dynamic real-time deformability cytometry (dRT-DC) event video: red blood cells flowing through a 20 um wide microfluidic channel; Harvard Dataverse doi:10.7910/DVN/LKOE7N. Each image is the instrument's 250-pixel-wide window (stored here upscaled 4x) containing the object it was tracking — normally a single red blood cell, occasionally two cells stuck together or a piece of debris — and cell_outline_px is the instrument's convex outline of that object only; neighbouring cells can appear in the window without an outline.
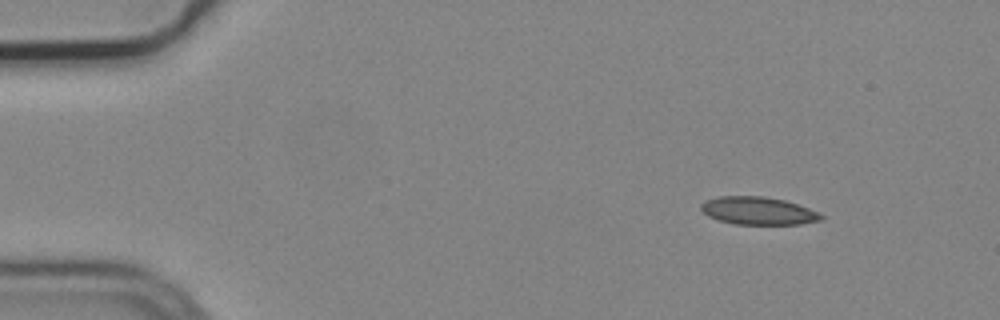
{"species": "common noctule bat (a hibernating species)", "species_latin": "Nyctalus noctula", "temperature_condition": "cold", "stored_images_in_passage": 5, "camera_frame_rate_fps": 3000, "um_per_image_px": 0.085, "animal": {"sex": "male", "body_mass_g": 19.2, "forearm_length_mm": 51.8}, "frame": {"image": 1, "passage_image": 1, "time_ms": 0.0, "image_size_px": [1000, 320], "cell_outline_px": [[824, 220], [800, 224], [732, 224], [708, 216], [700, 208], [700, 204], [704, 200], [720, 196], [764, 196], [784, 200], [808, 208], [824, 216]], "centroid_in_image_um": [64.42, 17.92], "position_along_channel_um": 20.6, "area_um2": 19.42}}
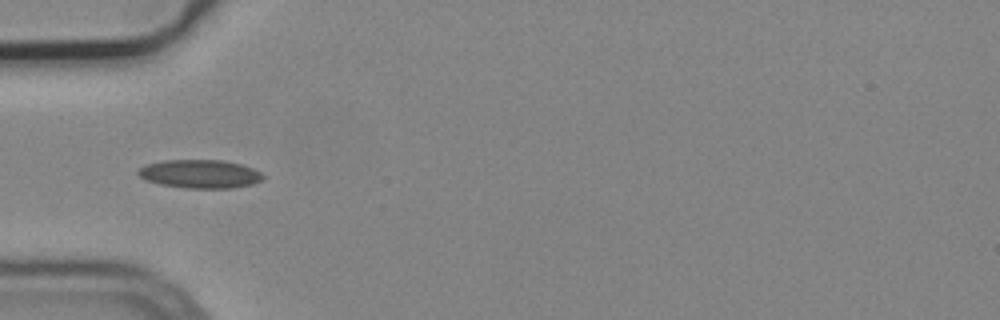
{"frame": {"image": 2, "passage_image": 4, "time_ms": 1.0, "image_size_px": [1000, 320], "cell_outline_px": [[264, 176], [260, 180], [252, 184], [232, 188], [188, 188], [160, 184], [144, 180], [136, 172], [144, 164], [164, 160], [220, 160], [240, 164], [252, 168], [260, 172]], "centroid_in_image_um": [16.95, 14.78], "position_along_channel_um": 68.0, "area_um2": 20.63}}
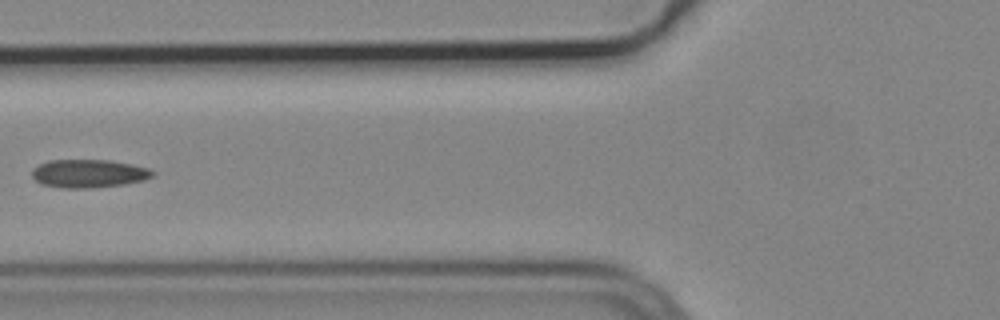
{"frame": {"image": 3, "passage_image": 5, "time_ms": 1.333, "image_size_px": [1000, 320], "cell_outline_px": [[156, 176], [144, 180], [124, 184], [92, 188], [64, 188], [40, 184], [32, 176], [32, 168], [48, 160], [108, 160], [132, 164], [148, 168], [156, 172]], "centroid_in_image_um": [7.56, 14.75], "position_along_channel_um": 118.2, "area_um2": 20.0}}